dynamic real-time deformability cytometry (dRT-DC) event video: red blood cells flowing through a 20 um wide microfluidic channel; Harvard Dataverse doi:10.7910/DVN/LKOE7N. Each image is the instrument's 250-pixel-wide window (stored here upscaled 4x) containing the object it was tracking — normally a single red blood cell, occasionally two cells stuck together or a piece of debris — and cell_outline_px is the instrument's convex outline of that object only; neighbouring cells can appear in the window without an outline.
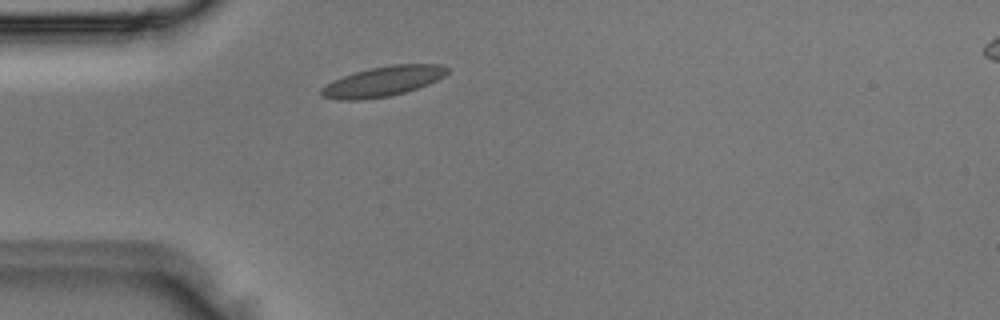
{"species": "Egyptian fruit bat (a non-hibernating species)", "species_latin": "Rousettus aegyptiacus", "temperature_condition": "room temperature", "stored_images_in_passage": 1, "camera_frame_rate_fps": 3000, "um_per_image_px": 0.085, "animal": {"sex": "male"}, "frame": {"image": 1, "passage_image": 1, "time_ms": 0.0, "image_size_px": [1000, 320], "cell_outline_px": [[448, 72], [444, 76], [428, 84], [404, 92], [388, 96], [364, 100], [340, 100], [320, 96], [320, 88], [324, 84], [332, 80], [368, 68], [392, 64], [440, 64], [448, 68]], "centroid_in_image_um": [32.5, 6.92], "position_along_channel_um": 52.5, "area_um2": 22.08}}